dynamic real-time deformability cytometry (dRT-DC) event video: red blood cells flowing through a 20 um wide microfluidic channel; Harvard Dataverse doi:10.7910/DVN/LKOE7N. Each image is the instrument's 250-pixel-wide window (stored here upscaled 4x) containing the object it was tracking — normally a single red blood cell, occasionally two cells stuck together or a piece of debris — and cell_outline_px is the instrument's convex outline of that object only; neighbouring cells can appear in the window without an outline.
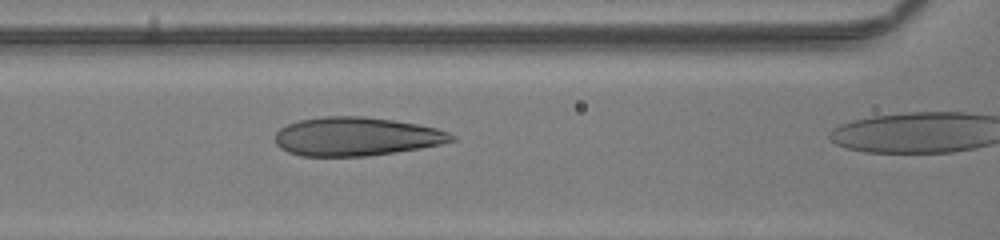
{"species": "human", "species_latin": "Homo sapiens", "temperature_condition": "room temperature", "stored_images_in_passage": 25, "camera_frame_rate_fps": 3000, "um_per_image_px": 0.085, "donor": {"sex": "male"}, "frame": {"image": 1, "passage_image": 24, "time_ms": 7.667, "image_size_px": [1000, 240], "cell_outline_px": [[456, 140], [440, 144], [420, 148], [396, 152], [368, 156], [300, 156], [288, 152], [280, 148], [276, 144], [276, 132], [280, 128], [288, 124], [300, 120], [320, 116], [364, 116], [392, 120], [416, 124], [436, 128], [448, 132], [456, 136]], "centroid_in_image_um": [30.27, 11.6], "position_along_channel_um": 136.3, "area_um2": 39.77}}